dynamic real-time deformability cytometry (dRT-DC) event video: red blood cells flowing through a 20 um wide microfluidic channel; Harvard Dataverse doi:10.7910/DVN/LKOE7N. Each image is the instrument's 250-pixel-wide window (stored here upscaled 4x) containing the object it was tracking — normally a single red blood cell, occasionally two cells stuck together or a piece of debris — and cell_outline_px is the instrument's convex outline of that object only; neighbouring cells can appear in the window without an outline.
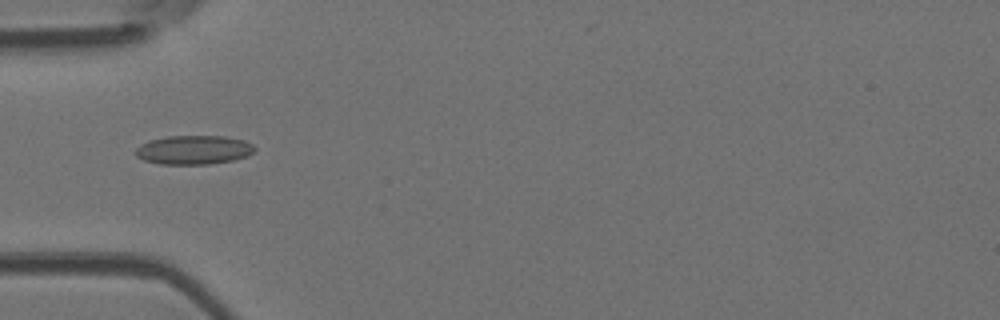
{"species": "Egyptian fruit bat (a non-hibernating species)", "species_latin": "Rousettus aegyptiacus", "temperature_condition": "room temperature", "stored_images_in_passage": 44, "camera_frame_rate_fps": 3000, "um_per_image_px": 0.085, "animal": {"sex": "female"}, "frame": {"image": 1, "passage_image": 16, "time_ms": 5.0, "image_size_px": [1000, 320], "cell_outline_px": [[256, 148], [248, 156], [232, 160], [208, 164], [160, 164], [144, 160], [136, 156], [132, 152], [140, 144], [148, 140], [168, 136], [224, 136], [244, 140], [252, 144]], "centroid_in_image_um": [16.42, 12.73], "position_along_channel_um": 68.6, "area_um2": 20.23}}
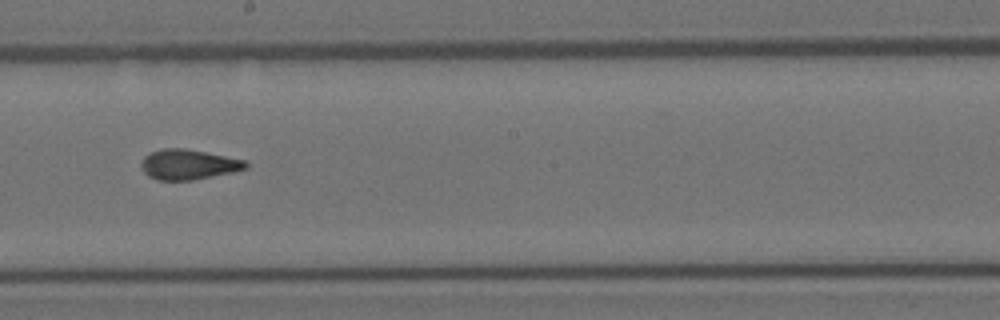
{"frame": {"image": 2, "passage_image": 28, "time_ms": 9.0, "image_size_px": [1000, 320], "cell_outline_px": [[248, 168], [232, 172], [192, 180], [156, 180], [148, 176], [140, 168], [140, 164], [144, 156], [152, 152], [164, 148], [184, 148], [248, 160]], "centroid_in_image_um": [16.01, 13.98], "position_along_channel_um": 232.2, "area_um2": 18.44}}
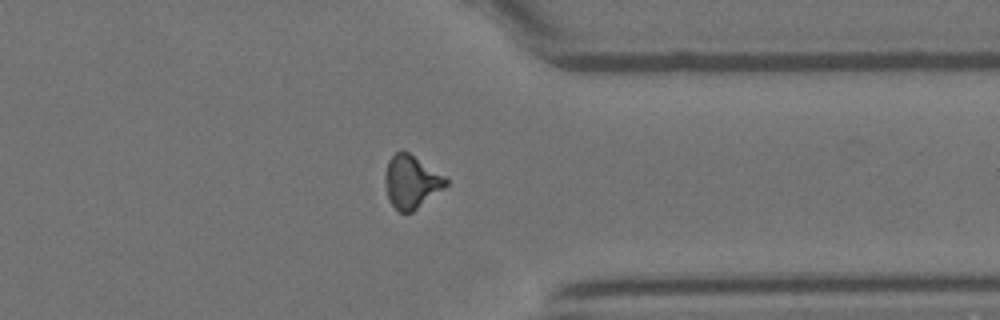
{"frame": {"image": 3, "passage_image": 39, "time_ms": 12.667, "image_size_px": [1000, 320], "cell_outline_px": [[448, 184], [444, 188], [412, 212], [400, 212], [388, 200], [384, 180], [384, 176], [388, 160], [400, 148], [408, 152], [444, 176], [448, 180]], "centroid_in_image_um": [34.93, 15.44], "position_along_channel_um": 376.5, "area_um2": 18.67}}